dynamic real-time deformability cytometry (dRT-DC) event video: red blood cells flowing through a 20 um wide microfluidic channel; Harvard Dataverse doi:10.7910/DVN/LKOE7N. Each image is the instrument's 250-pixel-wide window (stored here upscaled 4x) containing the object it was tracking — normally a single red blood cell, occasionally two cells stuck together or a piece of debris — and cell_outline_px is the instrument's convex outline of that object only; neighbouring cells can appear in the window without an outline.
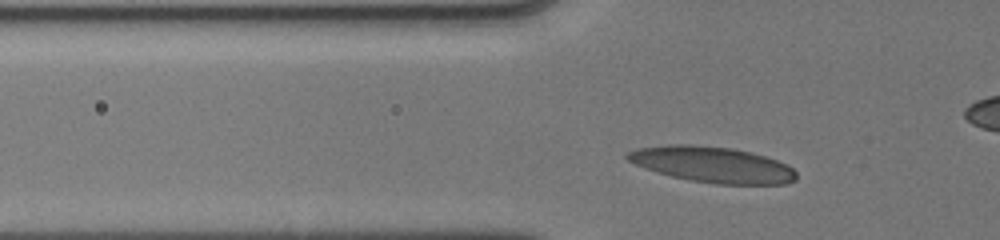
{"species": "human", "species_latin": "Homo sapiens", "temperature_condition": "cold", "stored_images_in_passage": 62, "camera_frame_rate_fps": 3000, "um_per_image_px": 0.085, "donor": {"sex": "male"}, "frame": {"image": 1, "passage_image": 13, "time_ms": 1.667, "image_size_px": [1000, 240], "cell_outline_px": [[796, 180], [788, 184], [716, 184], [692, 180], [672, 176], [656, 172], [636, 164], [628, 160], [624, 156], [628, 152], [636, 148], [668, 144], [692, 144], [732, 148], [752, 152], [788, 164], [796, 172]], "centroid_in_image_um": [60.57, 13.98], "position_along_channel_um": 65.2, "area_um2": 35.32}}
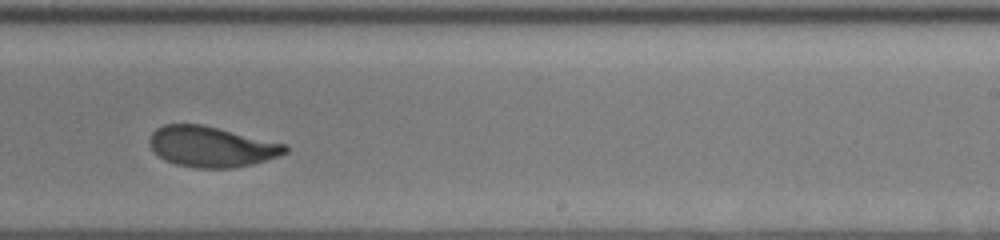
{"frame": {"image": 2, "passage_image": 40, "time_ms": 7.0, "image_size_px": [1000, 240], "cell_outline_px": [[288, 152], [280, 156], [252, 164], [232, 168], [196, 168], [176, 164], [164, 160], [148, 144], [148, 140], [152, 132], [156, 128], [164, 124], [200, 124], [288, 144]], "centroid_in_image_um": [17.98, 12.47], "position_along_channel_um": 271.0, "area_um2": 32.14}}
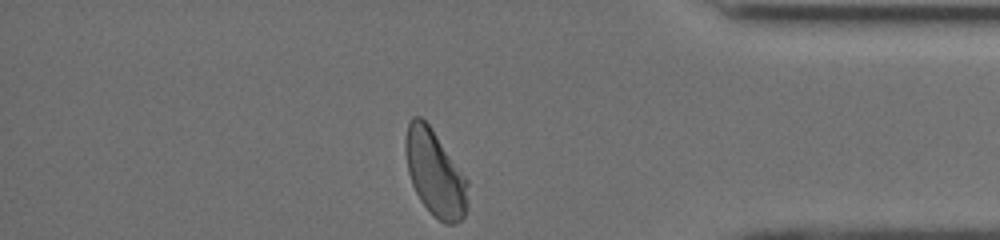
{"frame": {"image": 3, "passage_image": 61, "time_ms": 10.667, "image_size_px": [1000, 240], "cell_outline_px": [[468, 208], [464, 216], [460, 220], [452, 224], [444, 224], [420, 200], [412, 184], [408, 172], [404, 148], [404, 140], [408, 124], [412, 116], [420, 116], [428, 124], [468, 180]], "centroid_in_image_um": [36.97, 14.72], "position_along_channel_um": 398.2, "area_um2": 30.98}, "authors_computed_cell_mechanics": {"area_um2": 32.8304, "velocity_mm_per_s": 3.9911, "shape_relaxation_time_tau1_ms": 3.4146, "shape_relaxation_time_tau2_ms": 1.0353, "deformation_change_tau1": 0.1599, "deformation_change_tau2": 0.0722}}